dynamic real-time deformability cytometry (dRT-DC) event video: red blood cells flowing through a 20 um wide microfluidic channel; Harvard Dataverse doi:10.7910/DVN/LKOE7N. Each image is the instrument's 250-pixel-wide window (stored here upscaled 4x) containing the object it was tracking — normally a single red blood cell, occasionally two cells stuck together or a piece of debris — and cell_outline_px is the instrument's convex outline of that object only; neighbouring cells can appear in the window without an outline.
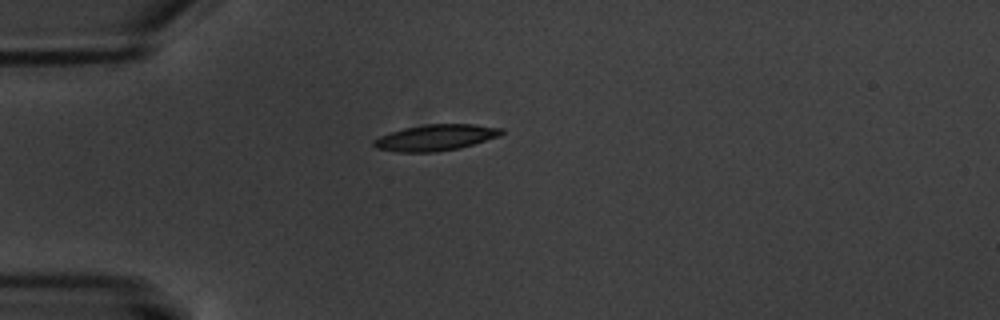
{"species": "common noctule bat (a hibernating species)", "species_latin": "Nyctalus noctula", "temperature_condition": "warm", "stored_images_in_passage": 1, "camera_frame_rate_fps": 3000, "um_per_image_px": 0.085, "animal": {"sex": "male", "body_mass_g": 20.1, "forearm_length_mm": 53.5}, "frame": {"image": 1, "passage_image": 1, "time_ms": 0.0, "image_size_px": [1000, 320], "cell_outline_px": [[504, 132], [500, 136], [460, 148], [436, 152], [396, 152], [376, 148], [372, 144], [372, 140], [380, 136], [404, 128], [424, 124], [472, 124], [504, 128]], "centroid_in_image_um": [37.04, 11.69], "position_along_channel_um": 48.0, "area_um2": 19.54}}